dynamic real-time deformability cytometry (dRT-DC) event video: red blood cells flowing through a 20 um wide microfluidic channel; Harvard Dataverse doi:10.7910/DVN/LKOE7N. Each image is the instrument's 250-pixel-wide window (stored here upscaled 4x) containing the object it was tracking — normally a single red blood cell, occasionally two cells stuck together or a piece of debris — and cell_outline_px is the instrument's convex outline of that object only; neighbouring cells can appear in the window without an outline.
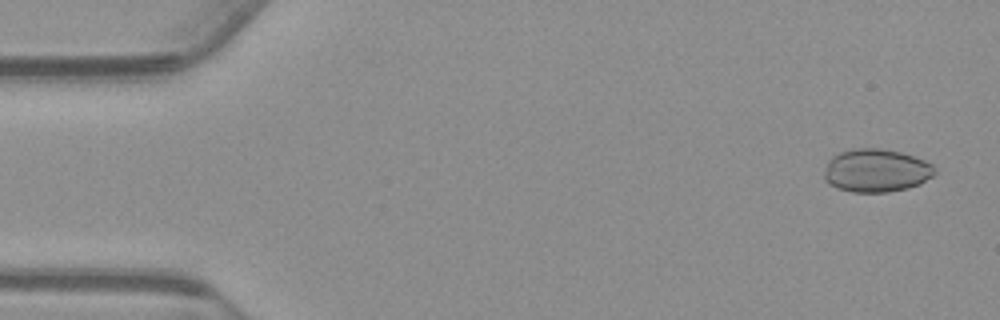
{"species": "common noctule bat (a hibernating species)", "species_latin": "Nyctalus noctula", "temperature_condition": "warm", "stored_images_in_passage": 15, "camera_frame_rate_fps": 3000, "um_per_image_px": 0.085, "animal": {"sex": "male", "body_mass_g": 23.1, "forearm_length_mm": 52.7}, "frame": {"image": 1, "passage_image": 1, "time_ms": 0.0, "image_size_px": [1000, 320], "cell_outline_px": [[936, 172], [932, 176], [920, 184], [908, 188], [888, 192], [852, 192], [836, 188], [828, 184], [824, 180], [824, 172], [828, 160], [832, 156], [840, 152], [852, 148], [880, 148], [900, 152], [924, 160], [932, 164], [936, 168]], "centroid_in_image_um": [74.46, 14.5], "position_along_channel_um": 10.5, "area_um2": 28.03}}